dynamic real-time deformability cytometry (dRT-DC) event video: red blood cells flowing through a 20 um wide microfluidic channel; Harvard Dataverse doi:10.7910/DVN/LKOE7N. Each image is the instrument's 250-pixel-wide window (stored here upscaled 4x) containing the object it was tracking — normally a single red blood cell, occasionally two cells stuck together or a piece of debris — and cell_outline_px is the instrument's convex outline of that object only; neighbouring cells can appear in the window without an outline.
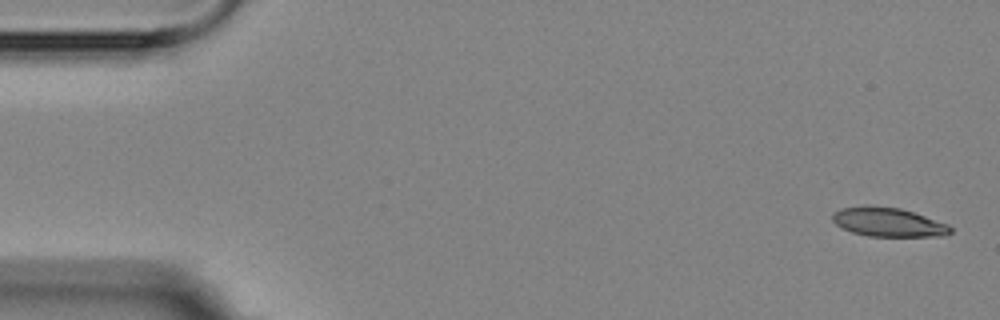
{"species": "Egyptian fruit bat (a non-hibernating species)", "species_latin": "Rousettus aegyptiacus", "temperature_condition": "room temperature", "stored_images_in_passage": 7, "camera_frame_rate_fps": 3000, "um_per_image_px": 0.085, "animal": {"sex": "female"}, "frame": {"image": 1, "passage_image": 1, "time_ms": 0.0, "image_size_px": [1000, 320], "cell_outline_px": [[952, 232], [944, 236], [868, 236], [852, 232], [836, 224], [832, 220], [832, 212], [840, 208], [864, 204], [900, 208], [948, 224], [952, 228]], "centroid_in_image_um": [75.46, 18.86], "position_along_channel_um": 9.5, "area_um2": 20.06}}
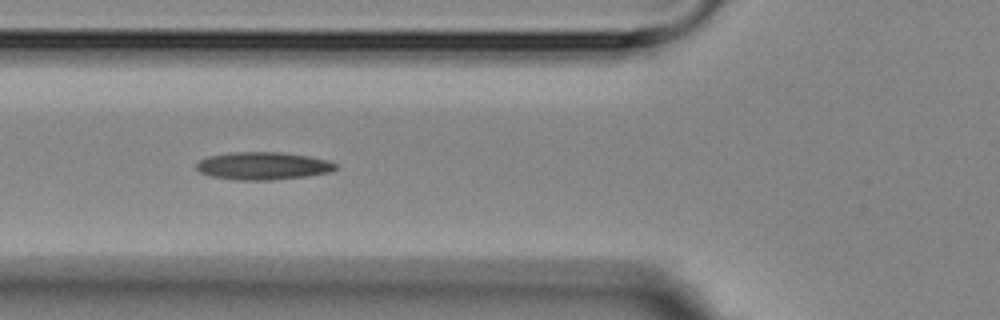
{"frame": {"image": 2, "passage_image": 6, "time_ms": 6.0, "image_size_px": [1000, 320], "cell_outline_px": [[340, 164], [336, 168], [328, 172], [308, 176], [268, 180], [236, 180], [212, 176], [200, 172], [196, 168], [196, 164], [200, 160], [208, 156], [232, 152], [280, 152], [308, 156], [328, 160]], "centroid_in_image_um": [22.37, 14.09], "position_along_channel_um": 103.4, "area_um2": 22.43}}
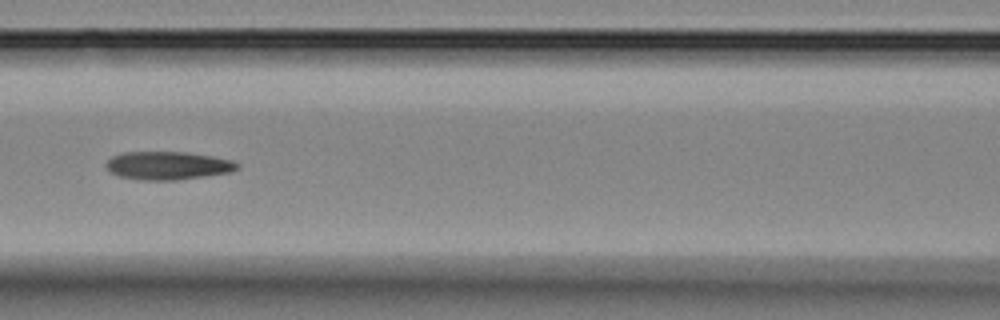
{"frame": {"image": 3, "passage_image": 7, "time_ms": 7.333, "image_size_px": [1000, 320], "cell_outline_px": [[240, 168], [232, 172], [176, 180], [140, 180], [120, 176], [104, 168], [104, 164], [112, 156], [124, 152], [184, 152], [212, 156], [232, 160], [240, 164]], "centroid_in_image_um": [14.27, 14.07], "position_along_channel_um": 152.3, "area_um2": 21.62}}